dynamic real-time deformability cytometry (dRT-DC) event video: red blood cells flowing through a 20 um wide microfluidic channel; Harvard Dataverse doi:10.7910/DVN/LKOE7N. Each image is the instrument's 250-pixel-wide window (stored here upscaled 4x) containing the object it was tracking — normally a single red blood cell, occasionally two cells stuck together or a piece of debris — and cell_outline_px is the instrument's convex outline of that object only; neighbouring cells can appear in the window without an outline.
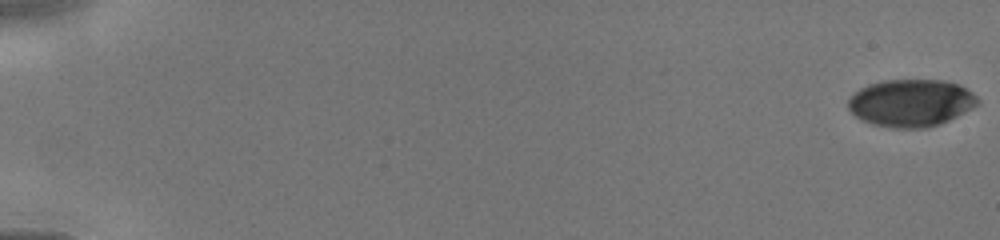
{"species": "human", "species_latin": "Homo sapiens", "temperature_condition": "cold", "stored_images_in_passage": 79, "camera_frame_rate_fps": 3000, "um_per_image_px": 0.085, "donor": {"sex": "male"}, "frame": {"image": 1, "passage_image": 1, "time_ms": 0.0, "image_size_px": [1000, 240], "cell_outline_px": [[980, 104], [940, 124], [928, 128], [892, 128], [872, 124], [860, 120], [848, 108], [848, 100], [860, 88], [868, 84], [880, 80], [944, 80], [960, 84], [972, 92], [980, 100]], "centroid_in_image_um": [77.44, 8.74], "position_along_channel_um": 7.6, "area_um2": 35.95}}
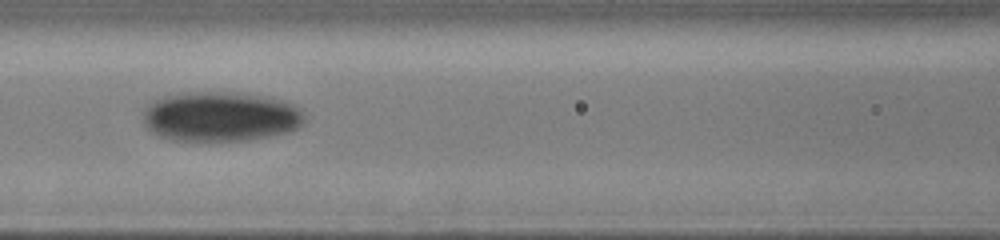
{"frame": {"image": 2, "passage_image": 34, "time_ms": 7.333, "image_size_px": [1000, 240], "cell_outline_px": [[304, 120], [296, 128], [288, 132], [248, 140], [168, 140], [152, 132], [144, 124], [144, 104], [160, 96], [184, 92], [236, 92], [272, 96], [284, 100], [300, 108], [304, 116]], "centroid_in_image_um": [18.71, 9.88], "position_along_channel_um": 147.9, "area_um2": 47.4}}
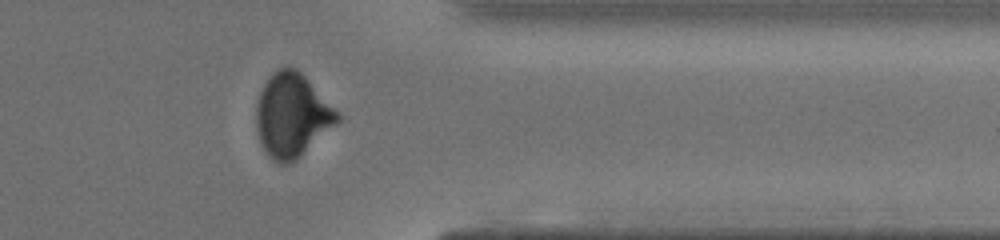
{"frame": {"image": 3, "passage_image": 66, "time_ms": 12.667, "image_size_px": [1000, 240], "cell_outline_px": [[340, 120], [336, 124], [296, 160], [288, 164], [280, 164], [272, 160], [268, 156], [260, 144], [256, 128], [256, 108], [260, 92], [264, 84], [280, 68], [296, 68], [308, 80], [340, 116]], "centroid_in_image_um": [24.78, 9.86], "position_along_channel_um": 386.6, "area_um2": 38.78}}